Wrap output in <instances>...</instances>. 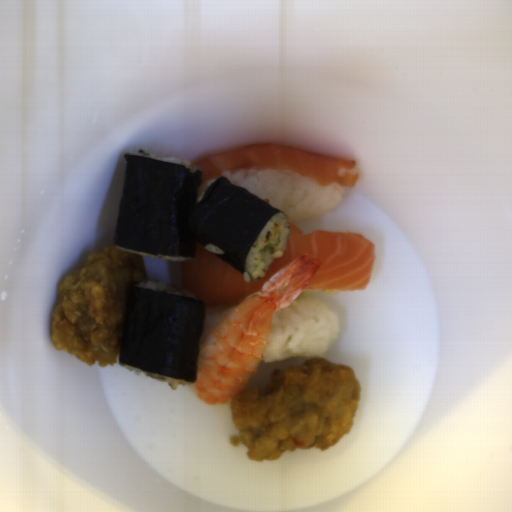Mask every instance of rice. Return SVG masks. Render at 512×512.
I'll use <instances>...</instances> for the list:
<instances>
[{"label": "rice", "instance_id": "obj_1", "mask_svg": "<svg viewBox=\"0 0 512 512\" xmlns=\"http://www.w3.org/2000/svg\"><path fill=\"white\" fill-rule=\"evenodd\" d=\"M337 292L304 289L289 306L280 307L272 317L259 364L317 357L326 352L339 334L338 317L309 295Z\"/></svg>", "mask_w": 512, "mask_h": 512}, {"label": "rice", "instance_id": "obj_2", "mask_svg": "<svg viewBox=\"0 0 512 512\" xmlns=\"http://www.w3.org/2000/svg\"><path fill=\"white\" fill-rule=\"evenodd\" d=\"M231 184L238 185L285 213L289 224L316 218L335 208L346 194L340 183L320 186L313 177L290 170L245 169L224 172Z\"/></svg>", "mask_w": 512, "mask_h": 512}, {"label": "rice", "instance_id": "obj_3", "mask_svg": "<svg viewBox=\"0 0 512 512\" xmlns=\"http://www.w3.org/2000/svg\"><path fill=\"white\" fill-rule=\"evenodd\" d=\"M269 231L272 234L271 239L265 242V237ZM277 234L280 235V242L272 251V260L280 258L287 251V238H289L290 227L289 218L286 213L278 212L274 214L267 221L248 251L243 266V280L245 283L255 282L265 277L266 269L264 262L261 260V251L271 243Z\"/></svg>", "mask_w": 512, "mask_h": 512}, {"label": "rice", "instance_id": "obj_4", "mask_svg": "<svg viewBox=\"0 0 512 512\" xmlns=\"http://www.w3.org/2000/svg\"><path fill=\"white\" fill-rule=\"evenodd\" d=\"M239 304L240 303L214 308H203L204 321L199 344Z\"/></svg>", "mask_w": 512, "mask_h": 512}, {"label": "rice", "instance_id": "obj_5", "mask_svg": "<svg viewBox=\"0 0 512 512\" xmlns=\"http://www.w3.org/2000/svg\"><path fill=\"white\" fill-rule=\"evenodd\" d=\"M120 367L135 373L137 376H147V377L154 378L159 382H165L169 385L171 390L177 389L178 386L191 385V382H187L182 379H178V378L164 375L161 373L146 371V370L134 367V366L127 365V364H121Z\"/></svg>", "mask_w": 512, "mask_h": 512}, {"label": "rice", "instance_id": "obj_6", "mask_svg": "<svg viewBox=\"0 0 512 512\" xmlns=\"http://www.w3.org/2000/svg\"><path fill=\"white\" fill-rule=\"evenodd\" d=\"M131 155L142 156L153 160H158L162 162L172 163L176 165H181L187 168L188 171L194 173L198 170H202L199 165H193L190 161L185 160L183 158H178L174 156H166V155H153L149 153H138V152H129Z\"/></svg>", "mask_w": 512, "mask_h": 512}, {"label": "rice", "instance_id": "obj_7", "mask_svg": "<svg viewBox=\"0 0 512 512\" xmlns=\"http://www.w3.org/2000/svg\"><path fill=\"white\" fill-rule=\"evenodd\" d=\"M137 287H142V288H146V289H150V290H153V291H162V292H166V293H171V294H175V295H180V296H186V294H184L183 292H181L180 290L176 289L175 287L165 283V282H156V281H149V282H142L138 285H136Z\"/></svg>", "mask_w": 512, "mask_h": 512}, {"label": "rice", "instance_id": "obj_8", "mask_svg": "<svg viewBox=\"0 0 512 512\" xmlns=\"http://www.w3.org/2000/svg\"><path fill=\"white\" fill-rule=\"evenodd\" d=\"M116 247L119 250L131 253V254L142 255V256H146V257H150V258L163 259V260H169V261H180V262L191 260V259H187L186 257H177V256H169V255H161V254H153V253L135 251V250H131L128 248L117 246V245H116Z\"/></svg>", "mask_w": 512, "mask_h": 512}, {"label": "rice", "instance_id": "obj_9", "mask_svg": "<svg viewBox=\"0 0 512 512\" xmlns=\"http://www.w3.org/2000/svg\"><path fill=\"white\" fill-rule=\"evenodd\" d=\"M214 183V178L208 182L205 183L204 187L202 188L199 196H198V200L196 203H199L200 201H202L204 199V197L206 196V194L208 193L209 189L211 188V186L213 185Z\"/></svg>", "mask_w": 512, "mask_h": 512}, {"label": "rice", "instance_id": "obj_10", "mask_svg": "<svg viewBox=\"0 0 512 512\" xmlns=\"http://www.w3.org/2000/svg\"><path fill=\"white\" fill-rule=\"evenodd\" d=\"M205 250H207L208 252H214L216 253L217 255L218 254H223V250H221L220 248H218L217 246L215 245H212V244H206L205 246Z\"/></svg>", "mask_w": 512, "mask_h": 512}]
</instances>
